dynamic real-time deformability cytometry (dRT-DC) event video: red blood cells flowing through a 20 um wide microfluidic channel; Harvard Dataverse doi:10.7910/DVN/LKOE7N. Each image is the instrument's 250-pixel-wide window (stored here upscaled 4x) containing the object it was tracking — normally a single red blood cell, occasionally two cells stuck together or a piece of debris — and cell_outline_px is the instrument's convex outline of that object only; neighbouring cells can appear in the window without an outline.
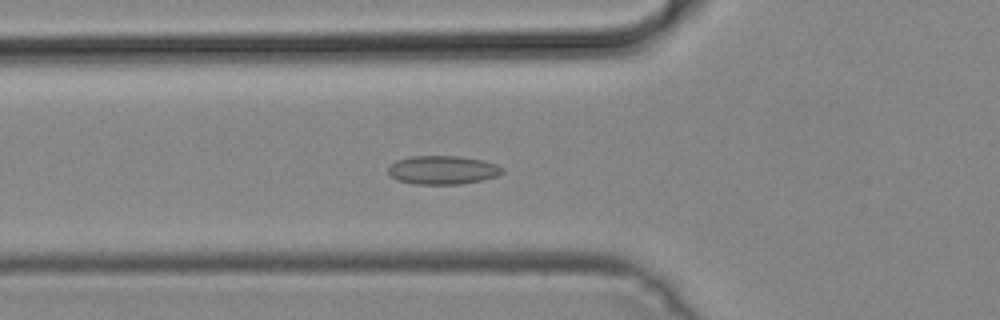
{"species": "common noctule bat (a hibernating species)", "species_latin": "Nyctalus noctula", "temperature_condition": "cold", "stored_images_in_passage": 43, "camera_frame_rate_fps": 3000, "um_per_image_px": 0.085, "animal": {"sex": "male", "body_mass_g": 19.2, "forearm_length_mm": 51.8}, "frame": {"image": 1, "passage_image": 11, "time_ms": 3.333, "image_size_px": [1000, 320], "cell_outline_px": [[504, 172], [496, 176], [480, 180], [460, 184], [412, 184], [400, 180], [392, 176], [388, 172], [388, 168], [396, 160], [412, 156], [460, 156], [484, 160], [496, 164], [504, 168]], "centroid_in_image_um": [37.65, 14.44], "position_along_channel_um": 88.1, "area_um2": 18.96}}
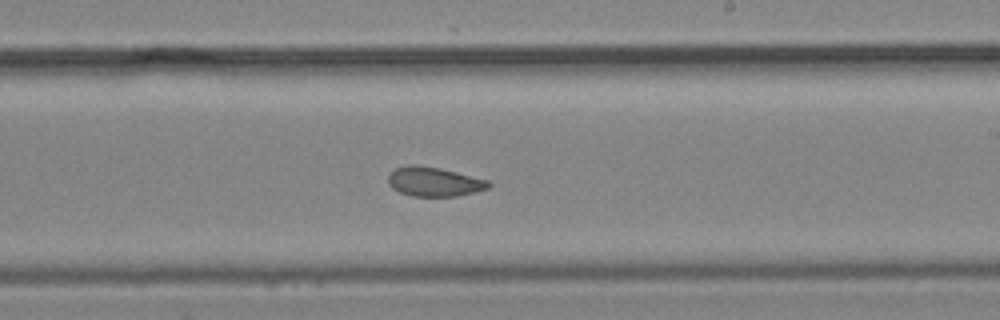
{"frame": {"image": 2, "passage_image": 23, "time_ms": 7.333, "image_size_px": [1000, 320], "cell_outline_px": [[492, 184], [488, 188], [456, 196], [412, 196], [400, 192], [392, 188], [388, 184], [388, 172], [396, 168], [408, 164], [416, 164], [440, 168], [488, 180]], "centroid_in_image_um": [36.84, 15.43], "position_along_channel_um": 252.2, "area_um2": 17.17}}
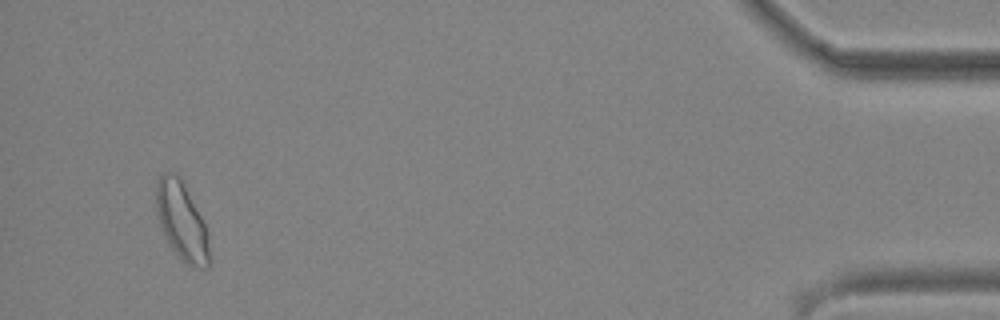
{"frame": {"image": 3, "passage_image": 41, "time_ms": 13.333, "image_size_px": [1000, 320], "cell_outline_px": [[208, 268], [200, 268], [188, 264], [172, 248], [160, 228], [156, 212], [156, 184], [160, 176], [164, 172], [172, 172], [180, 176], [204, 224], [208, 236]], "centroid_in_image_um": [15.41, 18.76], "position_along_channel_um": 419.8, "area_um2": 23.58}}